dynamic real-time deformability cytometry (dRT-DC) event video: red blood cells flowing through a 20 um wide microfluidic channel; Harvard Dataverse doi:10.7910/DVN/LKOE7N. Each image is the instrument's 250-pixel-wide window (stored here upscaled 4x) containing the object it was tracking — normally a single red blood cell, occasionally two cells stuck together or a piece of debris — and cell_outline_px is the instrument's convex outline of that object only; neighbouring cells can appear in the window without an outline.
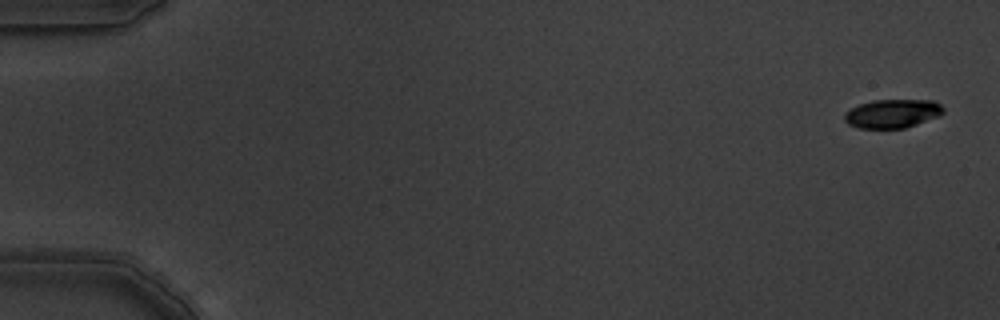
{"species": "common noctule bat (a hibernating species)", "species_latin": "Nyctalus noctula", "temperature_condition": "warm", "stored_images_in_passage": 3, "camera_frame_rate_fps": 3000, "um_per_image_px": 0.085, "animal": {"sex": "male", "body_mass_g": 19.5, "forearm_length_mm": 54.6}, "frame": {"image": 1, "passage_image": 1, "time_ms": 0.0, "image_size_px": [1000, 320], "cell_outline_px": [[944, 112], [940, 116], [904, 128], [860, 128], [848, 124], [844, 120], [844, 112], [860, 104], [872, 100], [932, 100], [940, 104], [944, 108]], "centroid_in_image_um": [75.86, 9.65], "position_along_channel_um": 9.1, "area_um2": 16.53}}